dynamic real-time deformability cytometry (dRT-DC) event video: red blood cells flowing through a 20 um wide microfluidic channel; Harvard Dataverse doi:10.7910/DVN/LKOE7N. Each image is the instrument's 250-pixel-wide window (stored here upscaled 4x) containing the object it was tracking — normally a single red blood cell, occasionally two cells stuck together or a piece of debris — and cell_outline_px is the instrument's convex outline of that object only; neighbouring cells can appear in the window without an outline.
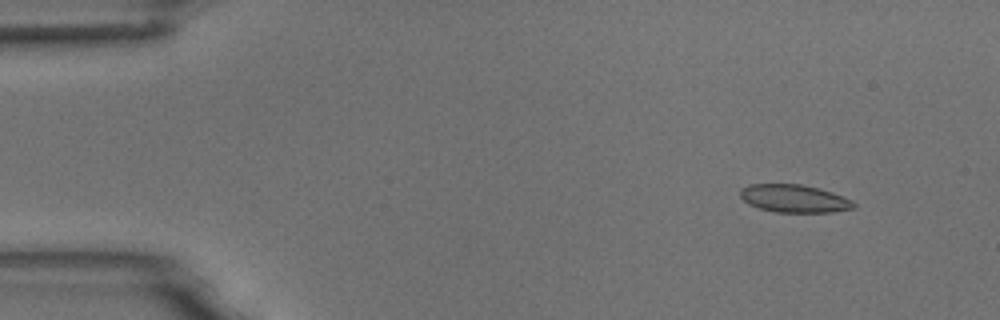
{"species": "common noctule bat (a hibernating species)", "species_latin": "Nyctalus noctula", "temperature_condition": "room temperature", "stored_images_in_passage": 5, "camera_frame_rate_fps": 3000, "um_per_image_px": 0.085, "animal": {"sex": "male", "body_mass_g": 18.8}, "frame": {"image": 1, "passage_image": 2, "time_ms": 0.333, "image_size_px": [1000, 320], "cell_outline_px": [[856, 208], [832, 212], [776, 212], [760, 208], [748, 204], [740, 196], [740, 188], [748, 184], [800, 184], [820, 188], [832, 192], [852, 200], [856, 204]], "centroid_in_image_um": [67.51, 16.87], "position_along_channel_um": 17.5, "area_um2": 18.5}}
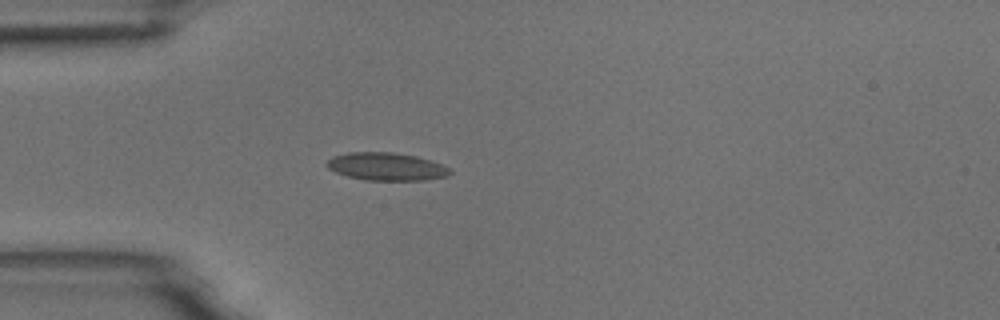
{"frame": {"image": 2, "passage_image": 5, "time_ms": 1.333, "image_size_px": [1000, 320], "cell_outline_px": [[452, 172], [448, 176], [424, 180], [364, 180], [348, 176], [336, 172], [328, 168], [324, 164], [332, 156], [348, 152], [392, 152], [416, 156], [432, 160], [452, 168]], "centroid_in_image_um": [32.87, 14.15], "position_along_channel_um": 52.1, "area_um2": 20.17}}